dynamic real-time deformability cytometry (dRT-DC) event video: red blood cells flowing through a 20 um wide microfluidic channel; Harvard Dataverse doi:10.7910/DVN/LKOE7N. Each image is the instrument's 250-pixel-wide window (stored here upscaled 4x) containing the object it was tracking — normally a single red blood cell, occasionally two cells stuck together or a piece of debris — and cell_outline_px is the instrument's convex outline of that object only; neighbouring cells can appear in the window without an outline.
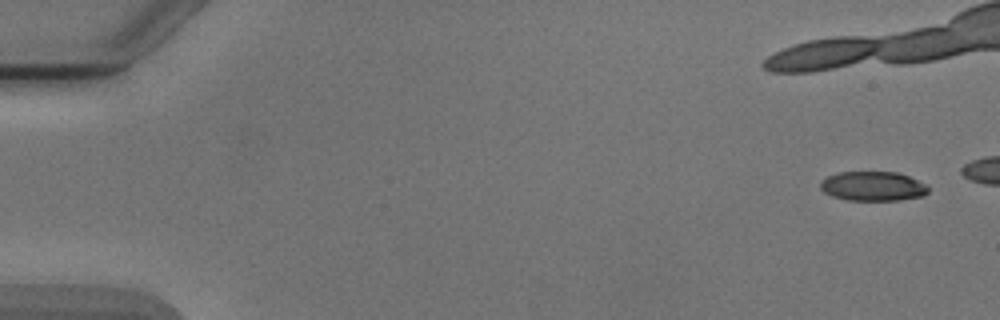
{"species": "Egyptian fruit bat (a non-hibernating species)", "species_latin": "Rousettus aegyptiacus", "temperature_condition": "cold", "stored_images_in_passage": 7, "camera_frame_rate_fps": 3000, "um_per_image_px": 0.085, "animal": {"sex": "male"}, "frame": {"image": 1, "passage_image": 1, "time_ms": 0.0, "image_size_px": [1000, 320], "cell_outline_px": [[928, 192], [924, 196], [896, 200], [848, 200], [832, 196], [824, 192], [820, 188], [820, 180], [828, 176], [840, 172], [896, 172], [908, 176], [928, 184]], "centroid_in_image_um": [74.2, 15.82], "position_along_channel_um": 10.8, "area_um2": 18.55}}